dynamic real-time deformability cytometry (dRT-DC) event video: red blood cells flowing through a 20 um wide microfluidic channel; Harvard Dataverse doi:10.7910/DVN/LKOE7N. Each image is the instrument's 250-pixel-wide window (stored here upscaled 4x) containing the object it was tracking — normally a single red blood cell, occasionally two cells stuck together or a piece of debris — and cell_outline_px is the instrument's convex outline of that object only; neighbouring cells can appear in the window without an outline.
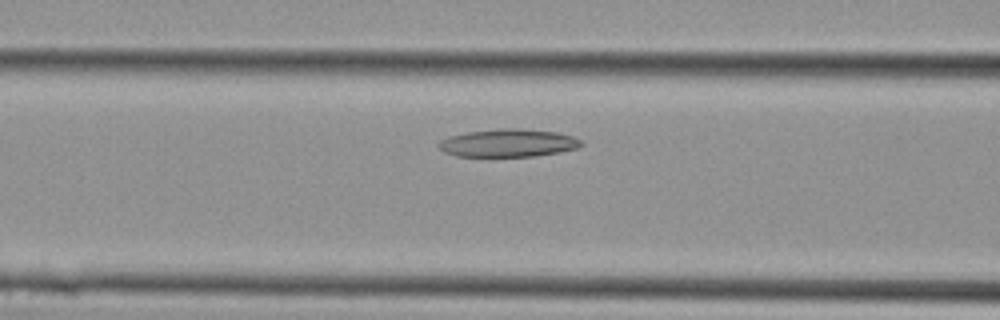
{"species": "Egyptian fruit bat (a non-hibernating species)", "species_latin": "Rousettus aegyptiacus", "temperature_condition": "cold", "stored_images_in_passage": 14, "camera_frame_rate_fps": 3000, "um_per_image_px": 0.085, "animal": {"sex": "female"}, "frame": {"image": 1, "passage_image": 6, "time_ms": 1.667, "image_size_px": [1000, 320], "cell_outline_px": [[584, 144], [580, 148], [560, 152], [536, 156], [456, 156], [444, 152], [436, 144], [440, 140], [448, 136], [468, 132], [500, 128], [520, 128], [556, 132], [572, 136], [580, 140]], "centroid_in_image_um": [43.2, 12.15], "position_along_channel_um": 123.4, "area_um2": 23.29}}
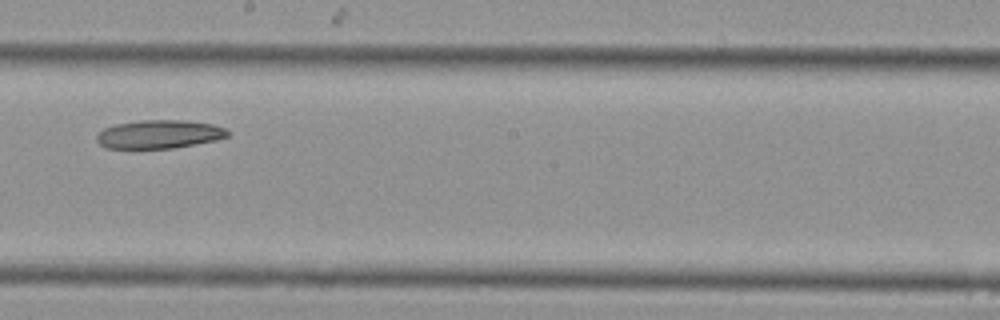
{"frame": {"image": 2, "passage_image": 11, "time_ms": 3.333, "image_size_px": [1000, 320], "cell_outline_px": [[232, 132], [228, 136], [216, 140], [172, 148], [108, 148], [100, 144], [96, 140], [96, 136], [104, 128], [116, 124], [140, 120], [184, 120], [212, 124], [224, 128]], "centroid_in_image_um": [13.54, 11.4], "position_along_channel_um": 234.7, "area_um2": 21.62}}
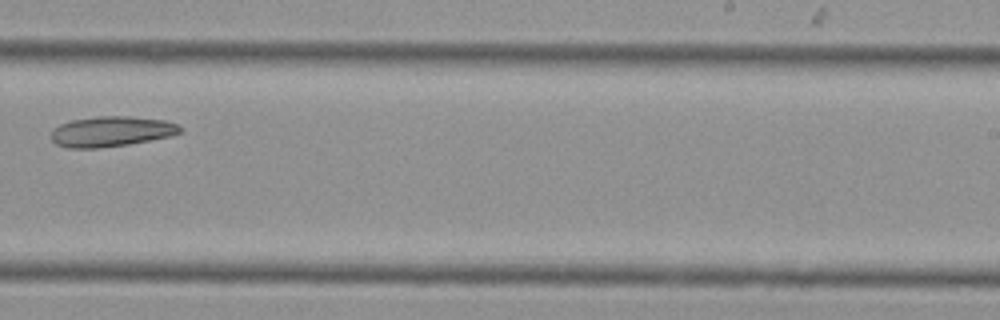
{"frame": {"image": 3, "passage_image": 13, "time_ms": 4.0, "image_size_px": [1000, 320], "cell_outline_px": [[184, 128], [180, 132], [172, 136], [128, 144], [96, 148], [68, 148], [56, 144], [52, 140], [52, 128], [60, 124], [72, 120], [100, 116], [128, 116], [164, 120], [176, 124]], "centroid_in_image_um": [9.46, 11.17], "position_along_channel_um": 279.5, "area_um2": 22.72}}